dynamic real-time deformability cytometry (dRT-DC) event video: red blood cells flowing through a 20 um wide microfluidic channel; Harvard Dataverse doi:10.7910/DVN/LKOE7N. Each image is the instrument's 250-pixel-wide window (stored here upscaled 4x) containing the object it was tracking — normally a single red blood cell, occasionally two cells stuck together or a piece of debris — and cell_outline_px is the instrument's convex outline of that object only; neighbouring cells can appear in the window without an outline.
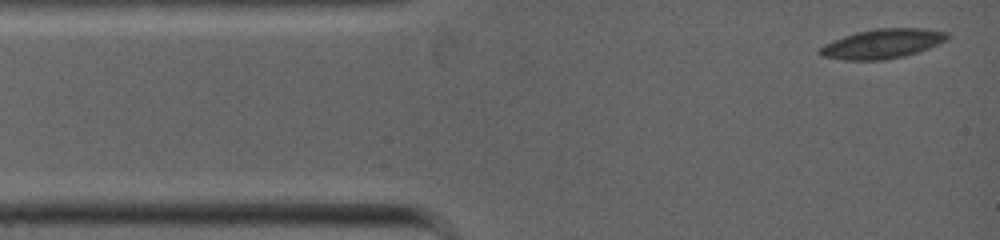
{"species": "common noctule bat (a hibernating species)", "species_latin": "Nyctalus noctula", "temperature_condition": "warm", "stored_images_in_passage": 6, "camera_frame_rate_fps": 5000, "um_per_image_px": 0.085, "animal": {"sex": "female", "body_mass_g": 19.0, "forearm_length_mm": 53.3}, "frame": {"image": 1, "passage_image": 1, "time_ms": 0.0, "image_size_px": [1000, 240], "cell_outline_px": [[948, 40], [928, 48], [904, 56], [884, 60], [844, 60], [820, 56], [816, 52], [824, 44], [844, 36], [860, 32], [880, 28], [924, 28], [948, 32]], "centroid_in_image_um": [75.0, 3.72], "position_along_channel_um": 10.0, "area_um2": 21.79}}
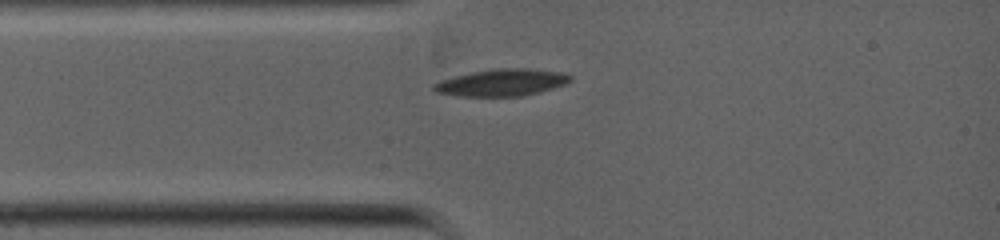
{"frame": {"image": 2, "passage_image": 5, "time_ms": 1.8, "image_size_px": [1000, 240], "cell_outline_px": [[572, 80], [564, 84], [552, 88], [520, 96], [460, 96], [436, 92], [432, 88], [432, 84], [456, 76], [472, 72], [496, 68], [524, 68], [560, 72], [572, 76]], "centroid_in_image_um": [42.64, 7.01], "position_along_channel_um": 42.4, "area_um2": 21.04}}